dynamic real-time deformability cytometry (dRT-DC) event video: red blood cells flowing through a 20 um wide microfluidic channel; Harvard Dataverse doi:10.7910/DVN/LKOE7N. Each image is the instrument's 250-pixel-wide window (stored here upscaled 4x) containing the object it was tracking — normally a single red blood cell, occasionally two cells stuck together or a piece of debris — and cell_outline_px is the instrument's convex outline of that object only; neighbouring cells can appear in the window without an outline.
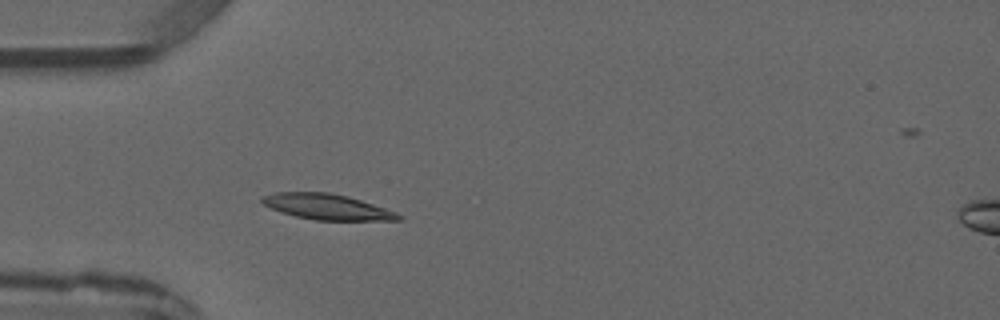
{"species": "common noctule bat (a hibernating species)", "species_latin": "Nyctalus noctula", "temperature_condition": "warm", "stored_images_in_passage": 5, "camera_frame_rate_fps": 3000, "um_per_image_px": 0.085, "animal": {"sex": "male", "forearm_length_mm": 52.5}, "frame": {"image": 1, "passage_image": 4, "time_ms": 3.333, "image_size_px": [1000, 320], "cell_outline_px": [[404, 220], [316, 220], [296, 216], [272, 208], [264, 204], [260, 200], [260, 196], [276, 192], [328, 192], [348, 196], [396, 212], [404, 216]], "centroid_in_image_um": [27.81, 17.57], "position_along_channel_um": 57.2, "area_um2": 20.17}}